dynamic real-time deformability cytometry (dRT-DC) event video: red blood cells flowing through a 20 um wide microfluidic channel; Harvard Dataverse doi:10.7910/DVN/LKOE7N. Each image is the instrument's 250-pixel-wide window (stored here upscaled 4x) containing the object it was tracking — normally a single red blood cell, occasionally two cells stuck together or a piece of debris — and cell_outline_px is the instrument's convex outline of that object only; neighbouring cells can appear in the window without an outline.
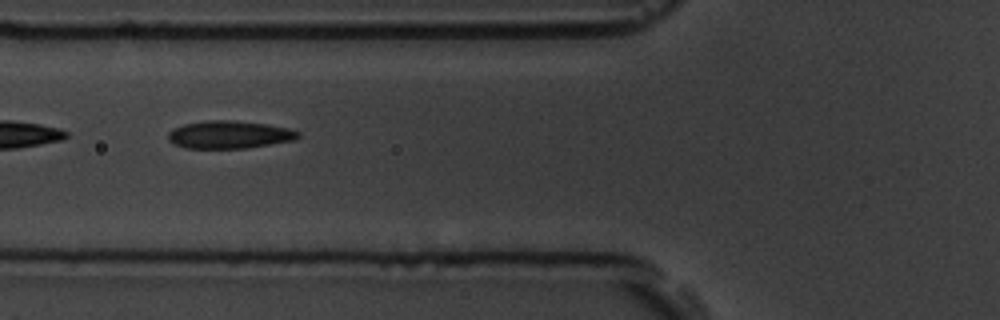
{"species": "common noctule bat (a hibernating species)", "species_latin": "Nyctalus noctula", "temperature_condition": "room temperature", "stored_images_in_passage": 4, "camera_frame_rate_fps": 3000, "um_per_image_px": 0.085, "animal": {"sex": "male", "body_mass_g": 19.5, "forearm_length_mm": 54.6}, "frame": {"image": 1, "passage_image": 2, "time_ms": 1.333, "image_size_px": [1000, 320], "cell_outline_px": [[300, 136], [292, 140], [244, 148], [184, 148], [168, 140], [168, 132], [172, 128], [184, 124], [208, 120], [236, 120], [292, 128], [300, 132]], "centroid_in_image_um": [19.47, 11.43], "position_along_channel_um": 106.3, "area_um2": 20.92}}
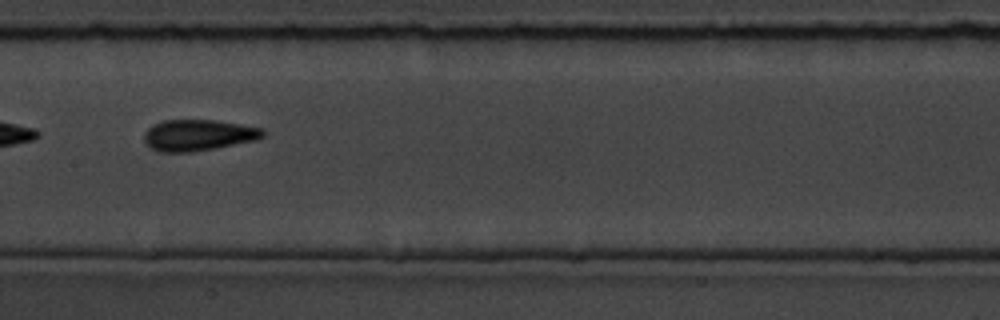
{"frame": {"image": 2, "passage_image": 4, "time_ms": 3.667, "image_size_px": [1000, 320], "cell_outline_px": [[268, 132], [264, 136], [256, 140], [216, 148], [188, 152], [160, 152], [152, 148], [144, 140], [144, 132], [152, 124], [164, 120], [216, 120], [264, 128]], "centroid_in_image_um": [16.89, 11.48], "position_along_channel_um": 190.5, "area_um2": 21.73}}